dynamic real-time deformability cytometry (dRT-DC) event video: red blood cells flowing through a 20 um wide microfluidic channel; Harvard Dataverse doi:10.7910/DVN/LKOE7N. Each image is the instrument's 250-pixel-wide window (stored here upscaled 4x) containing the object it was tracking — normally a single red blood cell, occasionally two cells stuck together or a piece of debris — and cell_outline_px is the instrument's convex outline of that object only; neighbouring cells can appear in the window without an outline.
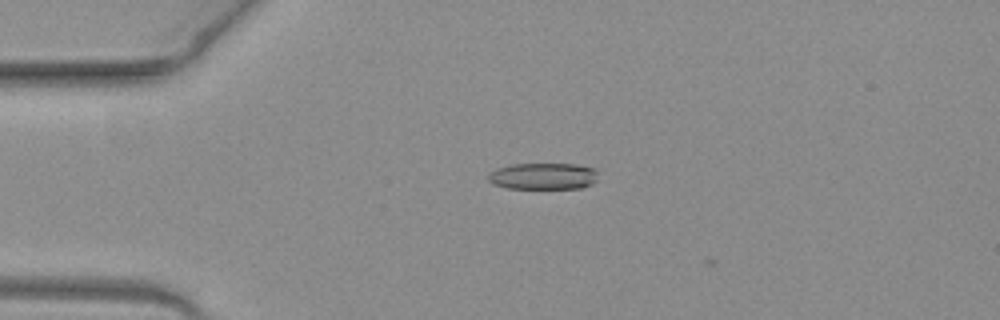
{"species": "common noctule bat (a hibernating species)", "species_latin": "Nyctalus noctula", "temperature_condition": "warm", "stored_images_in_passage": 6, "camera_frame_rate_fps": 3000, "um_per_image_px": 0.085, "animal": {"sex": "female", "body_mass_g": 19.3, "forearm_length_mm": 54.1}, "frame": {"image": 1, "passage_image": 5, "time_ms": 1.333, "image_size_px": [1000, 320], "cell_outline_px": [[596, 180], [592, 184], [580, 188], [508, 188], [492, 184], [488, 180], [488, 172], [496, 168], [512, 164], [576, 164], [596, 168]], "centroid_in_image_um": [46.15, 14.97], "position_along_channel_um": 38.9, "area_um2": 17.11}}